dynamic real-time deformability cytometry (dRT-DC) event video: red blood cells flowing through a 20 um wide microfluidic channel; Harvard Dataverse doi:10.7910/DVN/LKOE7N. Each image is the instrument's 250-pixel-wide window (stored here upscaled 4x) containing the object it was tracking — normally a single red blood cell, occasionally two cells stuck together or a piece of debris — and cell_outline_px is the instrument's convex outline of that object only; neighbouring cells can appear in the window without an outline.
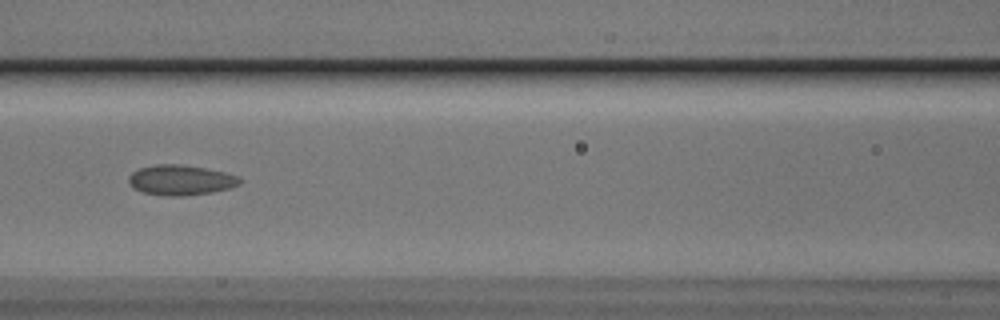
{"species": "Egyptian fruit bat (a non-hibernating species)", "species_latin": "Rousettus aegyptiacus", "temperature_condition": "cold", "stored_images_in_passage": 44, "camera_frame_rate_fps": 3000, "um_per_image_px": 0.085, "animal": {"sex": "male"}, "frame": {"image": 1, "passage_image": 14, "time_ms": 4.333, "image_size_px": [1000, 320], "cell_outline_px": [[240, 184], [228, 188], [212, 192], [184, 196], [164, 196], [144, 192], [128, 184], [128, 176], [132, 172], [140, 168], [156, 164], [180, 164], [204, 168], [224, 172], [236, 176], [240, 180]], "centroid_in_image_um": [15.32, 15.3], "position_along_channel_um": 151.3, "area_um2": 19.36}}
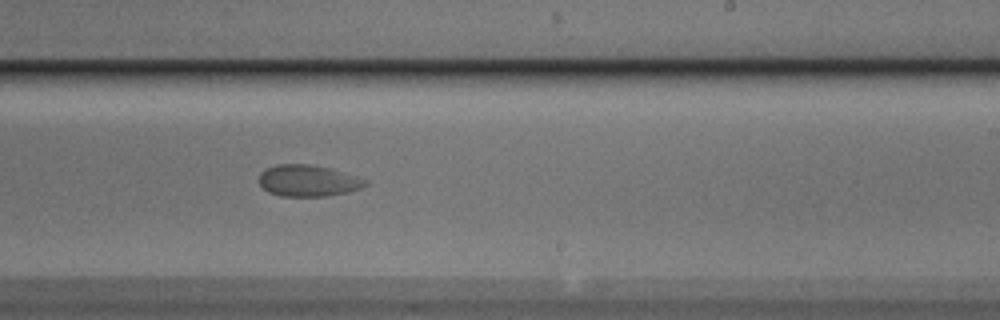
{"frame": {"image": 2, "passage_image": 23, "time_ms": 7.333, "image_size_px": [1000, 320], "cell_outline_px": [[368, 184], [360, 188], [348, 192], [324, 196], [280, 196], [268, 192], [260, 184], [260, 172], [276, 164], [308, 164], [332, 168], [368, 180]], "centroid_in_image_um": [26.2, 15.35], "position_along_channel_um": 262.8, "area_um2": 19.48}}
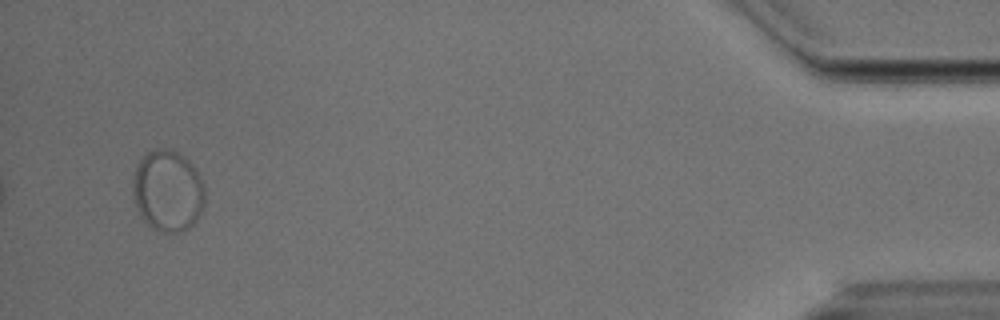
{"frame": {"image": 3, "passage_image": 42, "time_ms": 13.667, "image_size_px": [1000, 320], "cell_outline_px": [[204, 204], [196, 220], [188, 228], [180, 232], [160, 232], [152, 228], [144, 220], [136, 204], [132, 192], [132, 184], [136, 168], [140, 160], [148, 152], [156, 148], [164, 148], [176, 152], [184, 156], [196, 168], [204, 184]], "centroid_in_image_um": [14.27, 16.21], "position_along_channel_um": 420.9, "area_um2": 34.04}}